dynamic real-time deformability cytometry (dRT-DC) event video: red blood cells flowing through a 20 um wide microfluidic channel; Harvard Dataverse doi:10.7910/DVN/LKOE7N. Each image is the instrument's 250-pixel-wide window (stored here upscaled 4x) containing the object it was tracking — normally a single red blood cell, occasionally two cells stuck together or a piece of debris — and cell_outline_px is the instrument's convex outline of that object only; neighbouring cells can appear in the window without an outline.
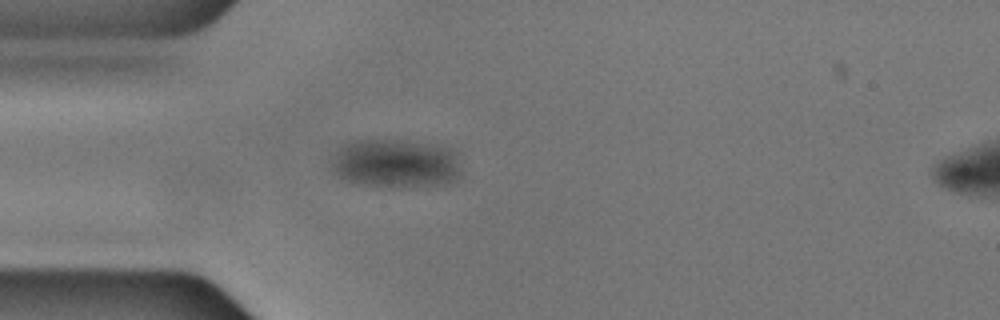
{"species": "common noctule bat (a hibernating species)", "species_latin": "Nyctalus noctula", "temperature_condition": "cold", "stored_images_in_passage": 42, "camera_frame_rate_fps": 3000, "um_per_image_px": 0.085, "animal": {"sex": "male", "body_mass_g": 17.9, "forearm_length_mm": 54.2}, "frame": {"image": 1, "passage_image": 1, "time_ms": 0.0, "image_size_px": [1000, 320], "cell_outline_px": [[460, 172], [452, 180], [444, 184], [360, 184], [344, 180], [328, 168], [328, 156], [336, 148], [352, 140], [408, 140], [432, 144], [448, 148], [456, 152], [460, 168]], "centroid_in_image_um": [33.48, 13.82], "position_along_channel_um": 51.5, "area_um2": 36.65}}
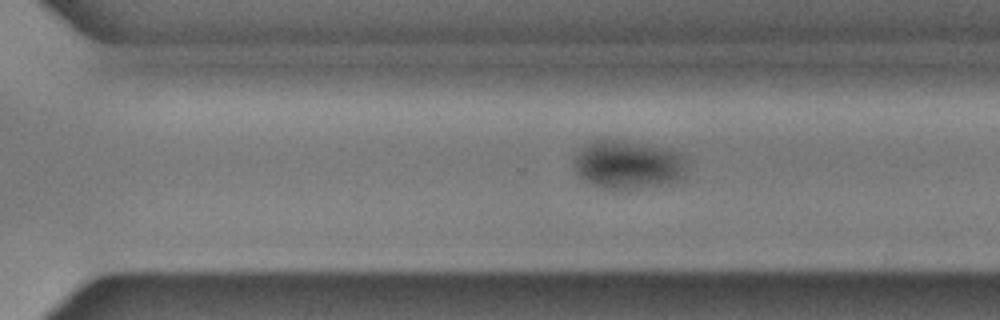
{"frame": {"image": 2, "passage_image": 24, "time_ms": 7.667, "image_size_px": [1000, 320], "cell_outline_px": [[684, 176], [680, 180], [664, 184], [640, 188], [600, 188], [584, 180], [576, 172], [572, 156], [588, 144], [596, 140], [620, 140], [664, 148], [676, 152], [684, 156]], "centroid_in_image_um": [53.35, 14.0], "position_along_channel_um": 317.3, "area_um2": 31.44}}
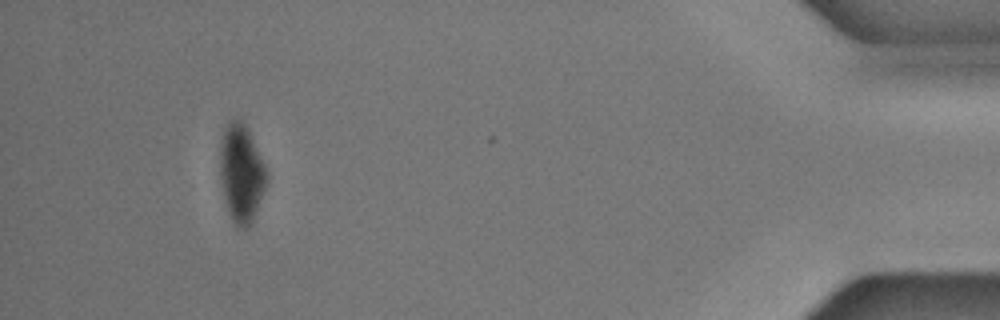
{"frame": {"image": 3, "passage_image": 38, "time_ms": 12.333, "image_size_px": [1000, 320], "cell_outline_px": [[268, 180], [252, 220], [248, 228], [240, 228], [232, 220], [228, 212], [224, 200], [220, 180], [220, 144], [224, 128], [232, 120], [240, 120], [248, 128], [268, 172]], "centroid_in_image_um": [20.51, 14.73], "position_along_channel_um": 414.7, "area_um2": 26.53}}